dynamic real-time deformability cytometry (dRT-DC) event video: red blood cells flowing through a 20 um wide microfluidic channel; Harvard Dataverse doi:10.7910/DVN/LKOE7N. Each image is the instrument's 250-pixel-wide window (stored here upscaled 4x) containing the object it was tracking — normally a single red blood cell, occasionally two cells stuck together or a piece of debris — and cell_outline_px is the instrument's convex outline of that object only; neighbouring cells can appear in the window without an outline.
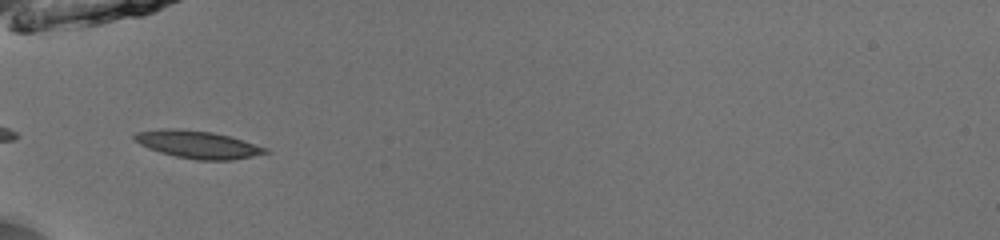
{"species": "common noctule bat (a hibernating species)", "species_latin": "Nyctalus noctula", "temperature_condition": "room temperature", "stored_images_in_passage": 33, "camera_frame_rate_fps": 3000, "um_per_image_px": 0.085, "animal": {"sex": "male", "body_mass_g": 13.0, "forearm_length_mm": 53.1}, "frame": {"image": 1, "passage_image": 1, "time_ms": 0.0, "image_size_px": [1000, 240], "cell_outline_px": [[272, 152], [232, 160], [196, 160], [176, 156], [160, 152], [148, 148], [140, 144], [132, 136], [136, 132], [164, 128], [180, 128], [212, 132], [244, 140], [268, 148]], "centroid_in_image_um": [16.83, 12.28], "position_along_channel_um": 68.2, "area_um2": 21.1}, "authors_computed_cell_mechanics": {"area_um2": 19.9988, "velocity_mm_per_s": 3.9842, "shape_relaxation_time_tau1_ms": null, "shape_relaxation_time_tau2_ms": 1.8696, "deformation_change_tau1": null, "deformation_change_tau2": 0.0709}}